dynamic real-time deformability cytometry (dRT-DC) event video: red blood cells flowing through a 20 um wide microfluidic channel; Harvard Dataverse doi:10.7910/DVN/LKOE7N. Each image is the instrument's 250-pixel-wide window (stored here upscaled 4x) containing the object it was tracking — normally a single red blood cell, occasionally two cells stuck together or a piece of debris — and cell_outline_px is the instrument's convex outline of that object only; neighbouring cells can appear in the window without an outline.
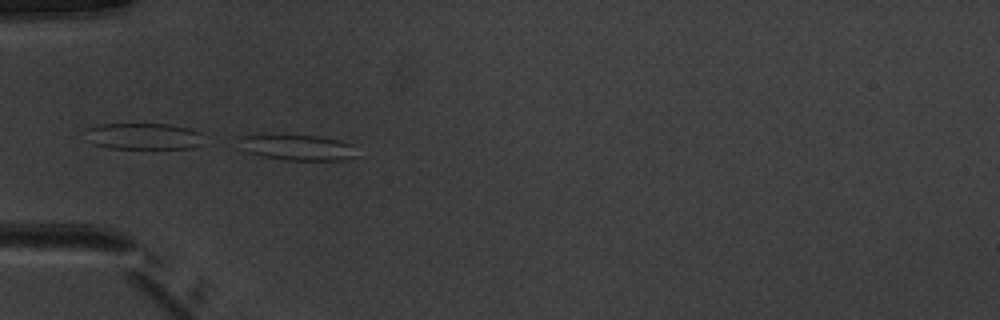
{"species": "common noctule bat (a hibernating species)", "species_latin": "Nyctalus noctula", "temperature_condition": "warm", "stored_images_in_passage": 36, "camera_frame_rate_fps": 3000, "um_per_image_px": 0.085, "animal": {"sex": "male", "body_mass_g": 20.1, "forearm_length_mm": 53.5}, "frame": {"image": 1, "passage_image": 1, "time_ms": 0.0, "image_size_px": [1000, 320], "cell_outline_px": [[360, 156], [344, 160], [284, 160], [264, 156], [248, 152], [236, 148], [236, 136], [320, 136], [340, 140], [352, 144]], "centroid_in_image_um": [25.28, 12.55], "position_along_channel_um": 59.7, "area_um2": 17.8}}
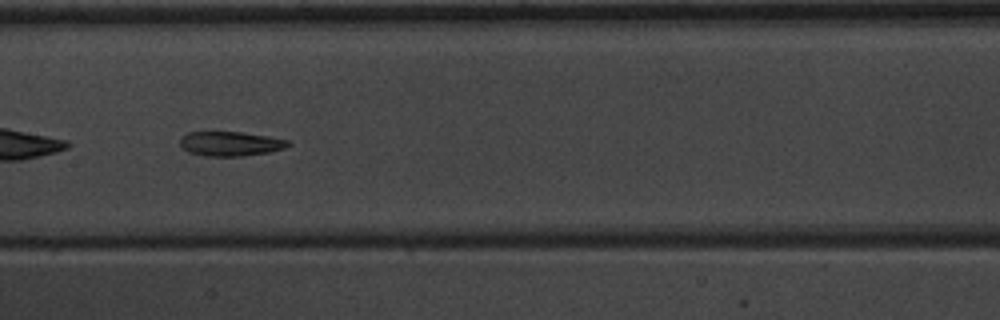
{"frame": {"image": 2, "passage_image": 11, "time_ms": 3.333, "image_size_px": [1000, 320], "cell_outline_px": [[292, 144], [284, 148], [268, 152], [244, 156], [204, 156], [188, 152], [180, 144], [180, 140], [188, 132], [240, 132], [268, 136], [288, 140]], "centroid_in_image_um": [19.6, 12.22], "position_along_channel_um": 187.8, "area_um2": 15.32}}
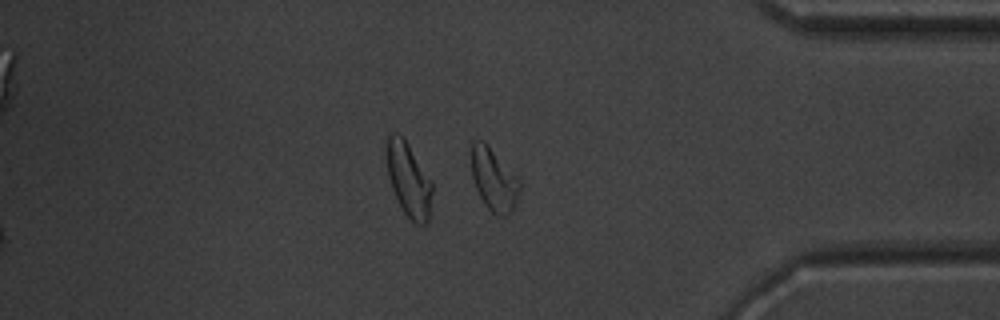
{"frame": {"image": 3, "passage_image": 28, "time_ms": 9.0, "image_size_px": [1000, 320], "cell_outline_px": [[520, 188], [516, 204], [512, 212], [508, 216], [496, 216], [484, 204], [476, 188], [472, 176], [472, 140], [480, 140], [520, 180]], "centroid_in_image_um": [41.99, 15.36], "position_along_channel_um": 393.2, "area_um2": 17.05}, "authors_computed_cell_mechanics": {"area_um2": 16.3863, "velocity_mm_per_s": 3.9914, "shape_relaxation_time_tau1_ms": null, "shape_relaxation_time_tau2_ms": 2.9051, "deformation_change_tau1": null, "deformation_change_tau2": 0.1115}}